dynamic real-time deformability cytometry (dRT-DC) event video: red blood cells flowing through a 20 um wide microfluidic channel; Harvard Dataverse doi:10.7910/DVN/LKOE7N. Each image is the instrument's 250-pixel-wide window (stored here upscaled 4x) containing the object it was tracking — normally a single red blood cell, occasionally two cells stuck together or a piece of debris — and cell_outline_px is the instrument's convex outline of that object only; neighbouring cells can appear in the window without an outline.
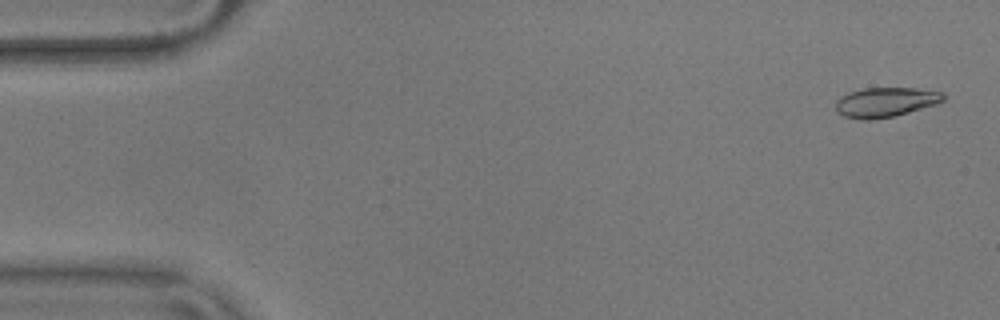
{"species": "common noctule bat (a hibernating species)", "species_latin": "Nyctalus noctula", "temperature_condition": "warm", "stored_images_in_passage": 55, "camera_frame_rate_fps": 3000, "um_per_image_px": 0.085, "animal": {"sex": "male", "body_mass_g": 17.9}, "frame": {"image": 1, "passage_image": 2, "time_ms": 0.333, "image_size_px": [1000, 320], "cell_outline_px": [[944, 100], [936, 104], [908, 112], [892, 116], [868, 120], [864, 120], [844, 116], [836, 112], [836, 100], [840, 96], [848, 92], [864, 88], [916, 88], [944, 92]], "centroid_in_image_um": [75.24, 8.67], "position_along_channel_um": 9.8, "area_um2": 18.55}}
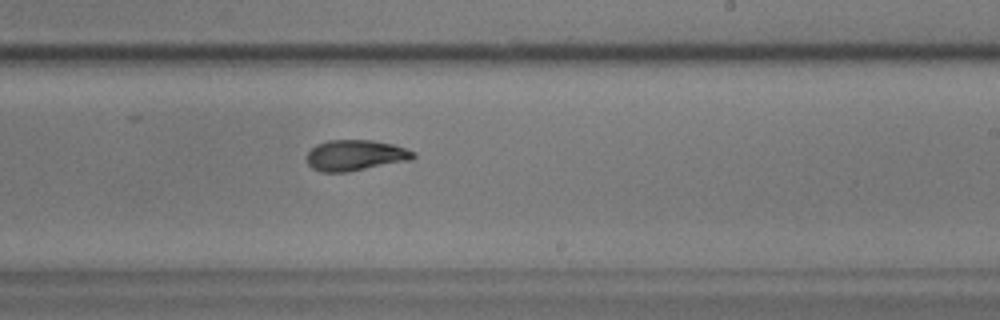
{"frame": {"image": 2, "passage_image": 33, "time_ms": 10.667, "image_size_px": [1000, 320], "cell_outline_px": [[416, 156], [412, 160], [348, 172], [320, 172], [312, 168], [308, 164], [308, 152], [316, 144], [328, 140], [372, 140], [392, 144], [416, 152]], "centroid_in_image_um": [30.22, 13.2], "position_along_channel_um": 258.8, "area_um2": 19.19}}
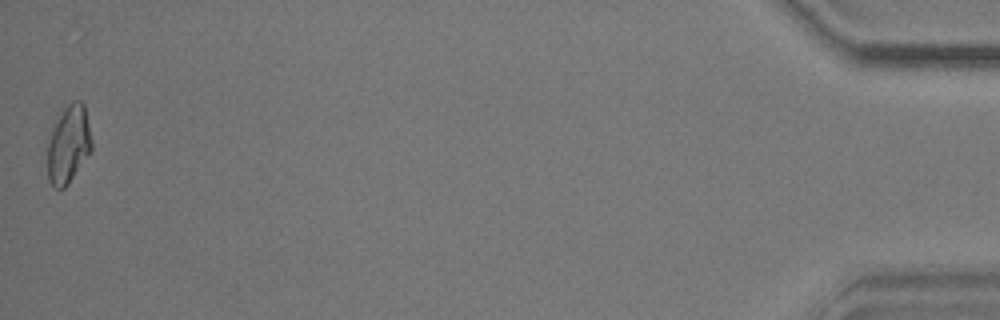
{"frame": {"image": 3, "passage_image": 55, "time_ms": 18.0, "image_size_px": [1000, 320], "cell_outline_px": [[92, 148], [68, 184], [64, 188], [52, 188], [48, 180], [48, 144], [52, 128], [68, 104], [72, 100], [80, 100], [84, 104], [92, 140]], "centroid_in_image_um": [5.82, 12.29], "position_along_channel_um": 429.4, "area_um2": 19.71}, "authors_computed_cell_mechanics": {"area_um2": 19.1318, "velocity_mm_per_s": 3.6315, "shape_relaxation_time_tau1_ms": 5.6598, "shape_relaxation_time_tau2_ms": 2.0993, "deformation_change_tau1": 0.2019, "deformation_change_tau2": 0.0757}}